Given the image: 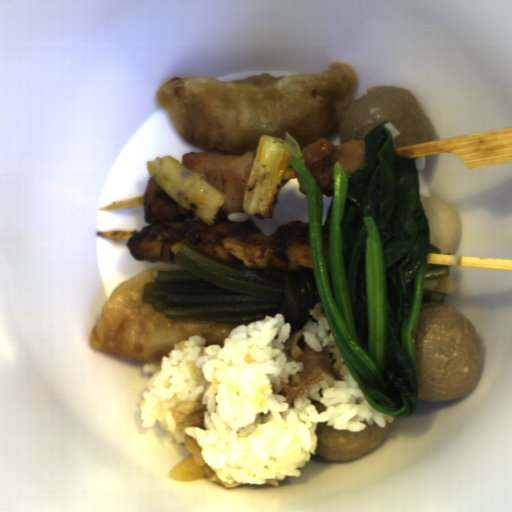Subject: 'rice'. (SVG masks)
<instances>
[{"instance_id": "rice-1", "label": "rice", "mask_w": 512, "mask_h": 512, "mask_svg": "<svg viewBox=\"0 0 512 512\" xmlns=\"http://www.w3.org/2000/svg\"><path fill=\"white\" fill-rule=\"evenodd\" d=\"M316 321L303 323V344L331 358L339 379L323 371L289 409L281 379L304 371L287 359L284 344L292 324L267 315L224 336L221 346L200 335L172 346L150 375L139 400L142 427L158 426L176 443L190 435L204 463L221 482L269 485L302 476L316 454L317 423L337 431L361 432L394 417L371 405L339 350L322 304L309 309Z\"/></svg>"}]
</instances>
